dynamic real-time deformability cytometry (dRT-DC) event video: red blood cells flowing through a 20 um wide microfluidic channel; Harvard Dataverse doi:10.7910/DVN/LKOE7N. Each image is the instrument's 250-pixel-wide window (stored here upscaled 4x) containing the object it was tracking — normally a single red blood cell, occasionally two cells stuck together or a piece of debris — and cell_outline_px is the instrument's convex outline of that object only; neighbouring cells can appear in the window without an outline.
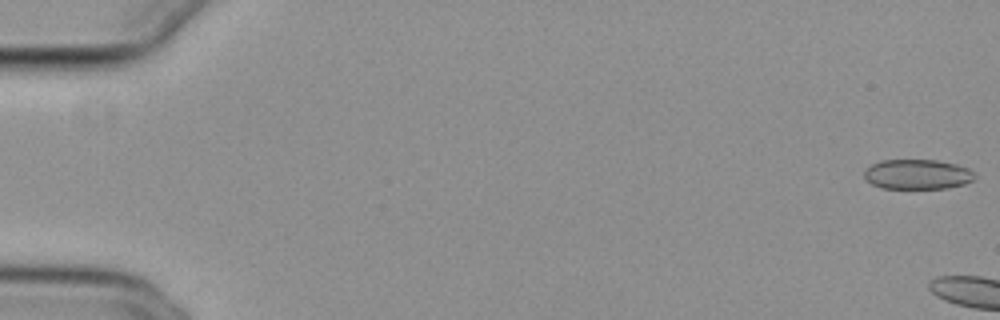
{"species": "common noctule bat (a hibernating species)", "species_latin": "Nyctalus noctula", "temperature_condition": "cold", "stored_images_in_passage": 14, "camera_frame_rate_fps": 3000, "um_per_image_px": 0.085, "animal": {"sex": "female", "body_mass_g": 29.2, "forearm_length_mm": 56.3}, "frame": {"image": 1, "passage_image": 1, "time_ms": 0.0, "image_size_px": [1000, 320], "cell_outline_px": [[976, 176], [972, 180], [964, 184], [948, 188], [880, 188], [872, 184], [864, 176], [864, 168], [880, 160], [936, 160], [956, 164], [968, 168]], "centroid_in_image_um": [77.96, 14.81], "position_along_channel_um": 7.0, "area_um2": 19.25}}